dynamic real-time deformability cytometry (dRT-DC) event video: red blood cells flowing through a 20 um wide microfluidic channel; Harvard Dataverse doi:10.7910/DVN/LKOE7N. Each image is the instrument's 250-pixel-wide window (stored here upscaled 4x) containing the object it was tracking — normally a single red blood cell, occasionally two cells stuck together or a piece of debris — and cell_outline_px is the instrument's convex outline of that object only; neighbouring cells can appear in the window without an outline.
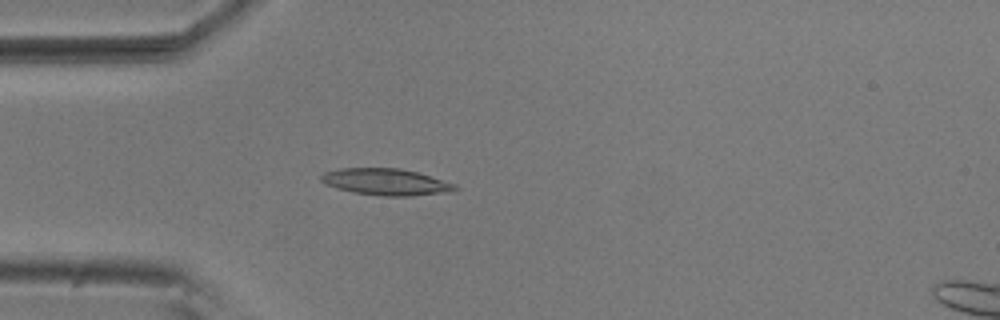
{"species": "common noctule bat (a hibernating species)", "species_latin": "Nyctalus noctula", "temperature_condition": "room temperature", "stored_images_in_passage": 4, "camera_frame_rate_fps": 3000, "um_per_image_px": 0.085, "animal": {"sex": "male", "body_mass_g": 20.5, "forearm_length_mm": 52.5}, "frame": {"image": 1, "passage_image": 4, "time_ms": 1.0, "image_size_px": [1000, 320], "cell_outline_px": [[460, 188], [452, 192], [412, 196], [384, 196], [356, 192], [336, 188], [324, 184], [320, 180], [320, 176], [324, 172], [340, 168], [400, 168], [416, 172], [456, 184]], "centroid_in_image_um": [32.82, 15.46], "position_along_channel_um": 52.2, "area_um2": 20.81}}